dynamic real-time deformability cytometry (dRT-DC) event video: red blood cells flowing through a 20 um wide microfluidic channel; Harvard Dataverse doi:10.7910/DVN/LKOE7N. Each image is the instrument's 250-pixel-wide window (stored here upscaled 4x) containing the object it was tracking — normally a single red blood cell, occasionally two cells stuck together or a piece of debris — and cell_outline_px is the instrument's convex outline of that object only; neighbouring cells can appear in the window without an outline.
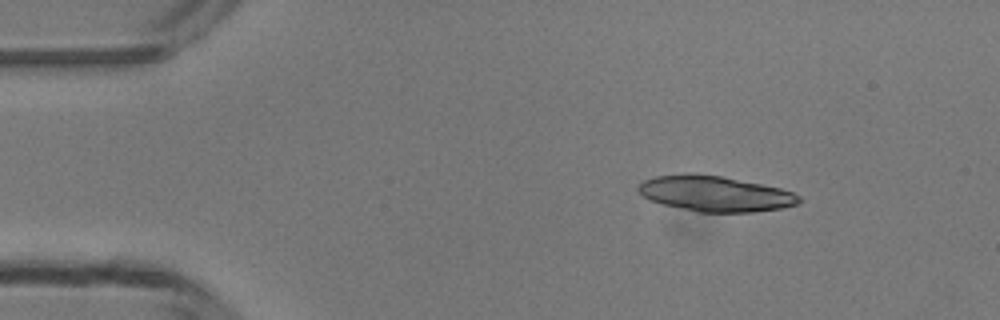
{"species": "common noctule bat (a hibernating species)", "species_latin": "Nyctalus noctula", "temperature_condition": "room temperature", "stored_images_in_passage": 46, "camera_frame_rate_fps": 3000, "um_per_image_px": 0.085, "animal": {"sex": "male", "body_mass_g": 13.3}, "frame": {"image": 1, "passage_image": 5, "time_ms": 1.333, "image_size_px": [1000, 320], "cell_outline_px": [[804, 200], [800, 204], [780, 208], [752, 212], [696, 212], [664, 204], [652, 200], [644, 196], [636, 188], [644, 180], [656, 176], [684, 172], [692, 172], [720, 176], [780, 188], [792, 192], [800, 196]], "centroid_in_image_um": [60.8, 16.45], "position_along_channel_um": 24.2, "area_um2": 33.29}}
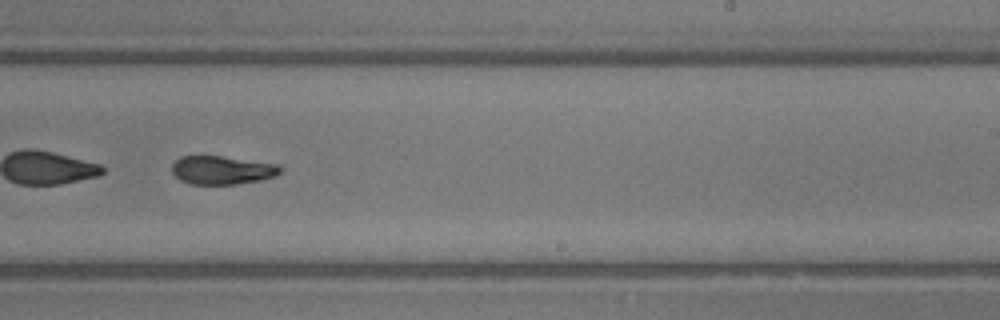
{"frame": {"image": 2, "passage_image": 28, "time_ms": 9.0, "image_size_px": [1000, 320], "cell_outline_px": [[280, 172], [276, 176], [260, 180], [236, 184], [188, 184], [180, 180], [172, 172], [172, 164], [180, 156], [220, 156], [276, 164], [280, 168]], "centroid_in_image_um": [18.83, 14.46], "position_along_channel_um": 270.2, "area_um2": 17.8}}
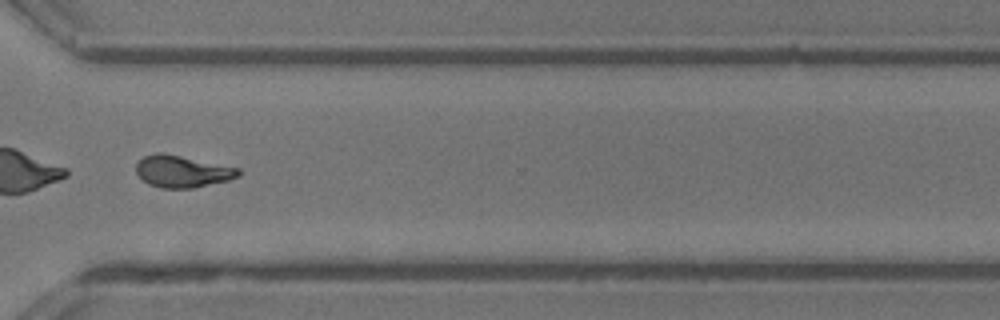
{"frame": {"image": 3, "passage_image": 34, "time_ms": 11.0, "image_size_px": [1000, 320], "cell_outline_px": [[240, 176], [228, 180], [192, 188], [160, 188], [148, 184], [136, 172], [136, 164], [144, 156], [156, 152], [164, 152], [240, 168]], "centroid_in_image_um": [15.49, 14.56], "position_along_channel_um": 355.1, "area_um2": 19.07}, "authors_computed_cell_mechanics": {"area_um2": 19.363, "velocity_mm_per_s": 4.2483, "shape_relaxation_time_tau1_ms": 10.5746, "shape_relaxation_time_tau2_ms": 2.949, "deformation_change_tau1": 0.2937, "deformation_change_tau2": 0.1073}}